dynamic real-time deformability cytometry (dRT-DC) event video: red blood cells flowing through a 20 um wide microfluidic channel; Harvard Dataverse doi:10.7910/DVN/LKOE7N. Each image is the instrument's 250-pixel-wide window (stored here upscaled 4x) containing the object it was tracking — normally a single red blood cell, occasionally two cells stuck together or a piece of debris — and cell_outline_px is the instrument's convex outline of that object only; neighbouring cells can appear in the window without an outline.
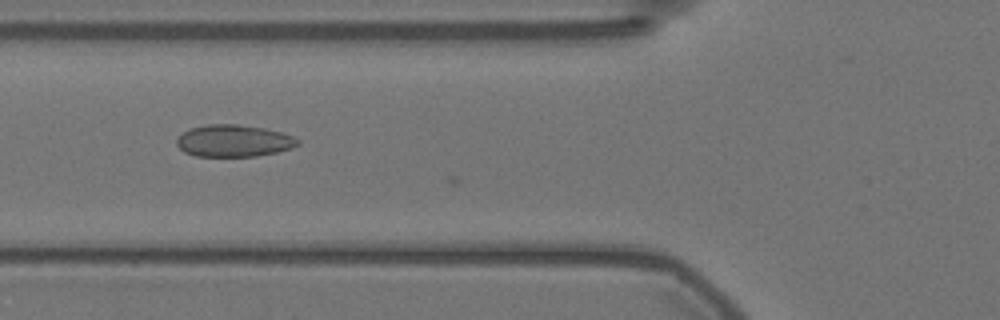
{"species": "Egyptian fruit bat (a non-hibernating species)", "species_latin": "Rousettus aegyptiacus", "temperature_condition": "warm", "stored_images_in_passage": 15, "camera_frame_rate_fps": 3000, "um_per_image_px": 0.085, "animal": {"sex": "female"}, "frame": {"image": 1, "passage_image": 2, "time_ms": 0.333, "image_size_px": [1000, 320], "cell_outline_px": [[300, 144], [292, 148], [276, 152], [256, 156], [196, 156], [184, 152], [176, 144], [176, 140], [188, 128], [208, 124], [236, 124], [264, 128], [284, 132], [300, 140]], "centroid_in_image_um": [19.88, 11.96], "position_along_channel_um": 105.9, "area_um2": 22.66}}